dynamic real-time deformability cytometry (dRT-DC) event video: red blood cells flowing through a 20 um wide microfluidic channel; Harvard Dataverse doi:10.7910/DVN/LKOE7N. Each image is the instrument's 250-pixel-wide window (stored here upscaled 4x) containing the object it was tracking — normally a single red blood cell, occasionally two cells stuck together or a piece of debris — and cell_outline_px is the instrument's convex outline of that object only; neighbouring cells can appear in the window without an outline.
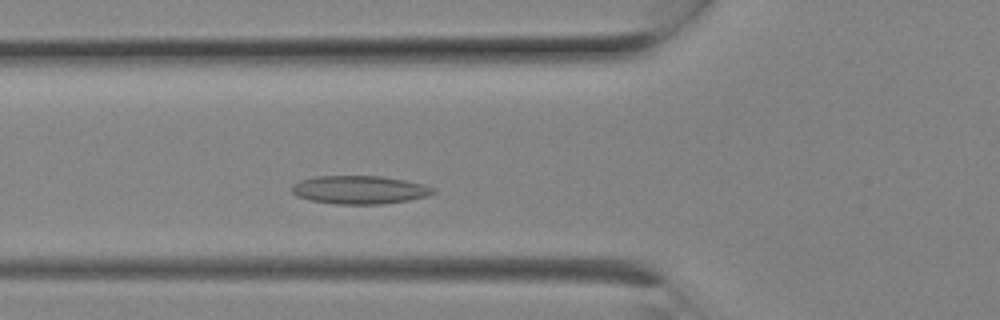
{"species": "Egyptian fruit bat (a non-hibernating species)", "species_latin": "Rousettus aegyptiacus", "temperature_condition": "room temperature", "stored_images_in_passage": 5, "camera_frame_rate_fps": 3000, "um_per_image_px": 0.085, "animal": {"sex": "female"}, "frame": {"image": 1, "passage_image": 5, "time_ms": 1.333, "image_size_px": [1000, 320], "cell_outline_px": [[436, 192], [428, 196], [408, 200], [384, 204], [336, 204], [312, 200], [296, 196], [292, 192], [292, 184], [300, 180], [316, 176], [380, 176], [404, 180], [424, 184], [436, 188]], "centroid_in_image_um": [30.58, 16.13], "position_along_channel_um": 95.2, "area_um2": 23.35}}